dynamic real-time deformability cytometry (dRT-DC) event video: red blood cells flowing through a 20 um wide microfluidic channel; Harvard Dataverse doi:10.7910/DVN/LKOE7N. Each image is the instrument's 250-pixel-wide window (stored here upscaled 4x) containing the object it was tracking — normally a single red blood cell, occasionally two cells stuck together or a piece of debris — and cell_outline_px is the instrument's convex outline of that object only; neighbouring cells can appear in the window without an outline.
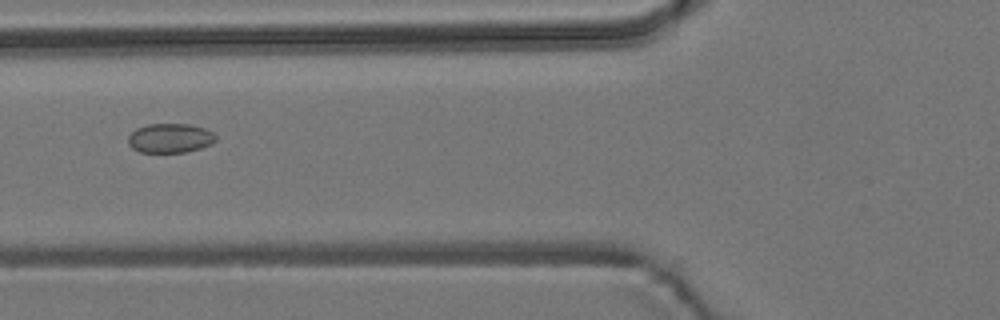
{"species": "common noctule bat (a hibernating species)", "species_latin": "Nyctalus noctula", "temperature_condition": "room temperature", "stored_images_in_passage": 6, "camera_frame_rate_fps": 3000, "um_per_image_px": 0.085, "animal": {"sex": "male", "body_mass_g": 19.2, "forearm_length_mm": 51.8}, "frame": {"image": 1, "passage_image": 6, "time_ms": 6.0, "image_size_px": [1000, 320], "cell_outline_px": [[216, 140], [212, 144], [200, 148], [184, 152], [140, 152], [132, 148], [128, 144], [128, 136], [136, 128], [148, 124], [188, 124], [204, 128], [212, 132], [216, 136]], "centroid_in_image_um": [14.45, 11.74], "position_along_channel_um": 111.4, "area_um2": 14.97}}